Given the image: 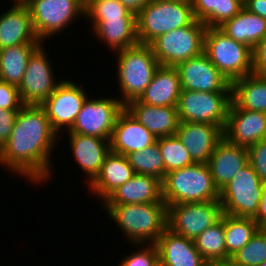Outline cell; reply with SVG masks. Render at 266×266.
Masks as SVG:
<instances>
[{
    "label": "cell",
    "instance_id": "obj_32",
    "mask_svg": "<svg viewBox=\"0 0 266 266\" xmlns=\"http://www.w3.org/2000/svg\"><path fill=\"white\" fill-rule=\"evenodd\" d=\"M260 225L254 218L235 217L224 214L226 260L242 249L258 231Z\"/></svg>",
    "mask_w": 266,
    "mask_h": 266
},
{
    "label": "cell",
    "instance_id": "obj_29",
    "mask_svg": "<svg viewBox=\"0 0 266 266\" xmlns=\"http://www.w3.org/2000/svg\"><path fill=\"white\" fill-rule=\"evenodd\" d=\"M231 102L240 109L266 113V77L251 73L233 81Z\"/></svg>",
    "mask_w": 266,
    "mask_h": 266
},
{
    "label": "cell",
    "instance_id": "obj_3",
    "mask_svg": "<svg viewBox=\"0 0 266 266\" xmlns=\"http://www.w3.org/2000/svg\"><path fill=\"white\" fill-rule=\"evenodd\" d=\"M114 54L117 56L116 85L121 93L117 98L126 106L130 101L139 99L160 64L147 44L138 43Z\"/></svg>",
    "mask_w": 266,
    "mask_h": 266
},
{
    "label": "cell",
    "instance_id": "obj_2",
    "mask_svg": "<svg viewBox=\"0 0 266 266\" xmlns=\"http://www.w3.org/2000/svg\"><path fill=\"white\" fill-rule=\"evenodd\" d=\"M129 245L155 244L167 228L165 202L102 205Z\"/></svg>",
    "mask_w": 266,
    "mask_h": 266
},
{
    "label": "cell",
    "instance_id": "obj_28",
    "mask_svg": "<svg viewBox=\"0 0 266 266\" xmlns=\"http://www.w3.org/2000/svg\"><path fill=\"white\" fill-rule=\"evenodd\" d=\"M227 36L252 50L266 37V19L243 8L237 15L218 27Z\"/></svg>",
    "mask_w": 266,
    "mask_h": 266
},
{
    "label": "cell",
    "instance_id": "obj_27",
    "mask_svg": "<svg viewBox=\"0 0 266 266\" xmlns=\"http://www.w3.org/2000/svg\"><path fill=\"white\" fill-rule=\"evenodd\" d=\"M181 90L180 77L176 67L160 65L155 71L151 83L138 100L158 107H176Z\"/></svg>",
    "mask_w": 266,
    "mask_h": 266
},
{
    "label": "cell",
    "instance_id": "obj_43",
    "mask_svg": "<svg viewBox=\"0 0 266 266\" xmlns=\"http://www.w3.org/2000/svg\"><path fill=\"white\" fill-rule=\"evenodd\" d=\"M244 8L266 19V0H244Z\"/></svg>",
    "mask_w": 266,
    "mask_h": 266
},
{
    "label": "cell",
    "instance_id": "obj_8",
    "mask_svg": "<svg viewBox=\"0 0 266 266\" xmlns=\"http://www.w3.org/2000/svg\"><path fill=\"white\" fill-rule=\"evenodd\" d=\"M206 26L195 20L191 25L174 29L151 44L153 54L160 65L176 67L179 63L203 52Z\"/></svg>",
    "mask_w": 266,
    "mask_h": 266
},
{
    "label": "cell",
    "instance_id": "obj_7",
    "mask_svg": "<svg viewBox=\"0 0 266 266\" xmlns=\"http://www.w3.org/2000/svg\"><path fill=\"white\" fill-rule=\"evenodd\" d=\"M30 12L36 36L45 43L84 18L85 0H22ZM79 18V19H77ZM75 20V21H74ZM70 24V25H69Z\"/></svg>",
    "mask_w": 266,
    "mask_h": 266
},
{
    "label": "cell",
    "instance_id": "obj_47",
    "mask_svg": "<svg viewBox=\"0 0 266 266\" xmlns=\"http://www.w3.org/2000/svg\"><path fill=\"white\" fill-rule=\"evenodd\" d=\"M0 166L4 167L3 164V148L0 146Z\"/></svg>",
    "mask_w": 266,
    "mask_h": 266
},
{
    "label": "cell",
    "instance_id": "obj_42",
    "mask_svg": "<svg viewBox=\"0 0 266 266\" xmlns=\"http://www.w3.org/2000/svg\"><path fill=\"white\" fill-rule=\"evenodd\" d=\"M253 73L266 77V37L253 50Z\"/></svg>",
    "mask_w": 266,
    "mask_h": 266
},
{
    "label": "cell",
    "instance_id": "obj_15",
    "mask_svg": "<svg viewBox=\"0 0 266 266\" xmlns=\"http://www.w3.org/2000/svg\"><path fill=\"white\" fill-rule=\"evenodd\" d=\"M176 69L182 90L231 92V83L212 64L204 52L179 63Z\"/></svg>",
    "mask_w": 266,
    "mask_h": 266
},
{
    "label": "cell",
    "instance_id": "obj_35",
    "mask_svg": "<svg viewBox=\"0 0 266 266\" xmlns=\"http://www.w3.org/2000/svg\"><path fill=\"white\" fill-rule=\"evenodd\" d=\"M156 141L163 156L165 176L168 172L194 164L188 150L176 135L159 137Z\"/></svg>",
    "mask_w": 266,
    "mask_h": 266
},
{
    "label": "cell",
    "instance_id": "obj_22",
    "mask_svg": "<svg viewBox=\"0 0 266 266\" xmlns=\"http://www.w3.org/2000/svg\"><path fill=\"white\" fill-rule=\"evenodd\" d=\"M248 163V148L233 145L223 138L206 164L220 191Z\"/></svg>",
    "mask_w": 266,
    "mask_h": 266
},
{
    "label": "cell",
    "instance_id": "obj_26",
    "mask_svg": "<svg viewBox=\"0 0 266 266\" xmlns=\"http://www.w3.org/2000/svg\"><path fill=\"white\" fill-rule=\"evenodd\" d=\"M97 40L107 44L112 53L138 44L136 19H87ZM110 48V49H109Z\"/></svg>",
    "mask_w": 266,
    "mask_h": 266
},
{
    "label": "cell",
    "instance_id": "obj_13",
    "mask_svg": "<svg viewBox=\"0 0 266 266\" xmlns=\"http://www.w3.org/2000/svg\"><path fill=\"white\" fill-rule=\"evenodd\" d=\"M83 87L72 79H62L56 90L41 104L52 129L59 136L72 128L85 100L89 97Z\"/></svg>",
    "mask_w": 266,
    "mask_h": 266
},
{
    "label": "cell",
    "instance_id": "obj_21",
    "mask_svg": "<svg viewBox=\"0 0 266 266\" xmlns=\"http://www.w3.org/2000/svg\"><path fill=\"white\" fill-rule=\"evenodd\" d=\"M159 266H207L194 241L166 228L155 242Z\"/></svg>",
    "mask_w": 266,
    "mask_h": 266
},
{
    "label": "cell",
    "instance_id": "obj_39",
    "mask_svg": "<svg viewBox=\"0 0 266 266\" xmlns=\"http://www.w3.org/2000/svg\"><path fill=\"white\" fill-rule=\"evenodd\" d=\"M248 161L260 180L266 183V139L248 148Z\"/></svg>",
    "mask_w": 266,
    "mask_h": 266
},
{
    "label": "cell",
    "instance_id": "obj_17",
    "mask_svg": "<svg viewBox=\"0 0 266 266\" xmlns=\"http://www.w3.org/2000/svg\"><path fill=\"white\" fill-rule=\"evenodd\" d=\"M74 164L86 174L85 185H89L99 174L106 156L111 152L110 139L67 132Z\"/></svg>",
    "mask_w": 266,
    "mask_h": 266
},
{
    "label": "cell",
    "instance_id": "obj_1",
    "mask_svg": "<svg viewBox=\"0 0 266 266\" xmlns=\"http://www.w3.org/2000/svg\"><path fill=\"white\" fill-rule=\"evenodd\" d=\"M59 138L41 105H24L18 111L8 142L3 146L4 168L36 184L34 186L49 182L51 175L55 174L51 163L52 150L58 147Z\"/></svg>",
    "mask_w": 266,
    "mask_h": 266
},
{
    "label": "cell",
    "instance_id": "obj_9",
    "mask_svg": "<svg viewBox=\"0 0 266 266\" xmlns=\"http://www.w3.org/2000/svg\"><path fill=\"white\" fill-rule=\"evenodd\" d=\"M263 182L248 163L220 190L223 213L255 218L262 197Z\"/></svg>",
    "mask_w": 266,
    "mask_h": 266
},
{
    "label": "cell",
    "instance_id": "obj_36",
    "mask_svg": "<svg viewBox=\"0 0 266 266\" xmlns=\"http://www.w3.org/2000/svg\"><path fill=\"white\" fill-rule=\"evenodd\" d=\"M86 19H136L118 0H85Z\"/></svg>",
    "mask_w": 266,
    "mask_h": 266
},
{
    "label": "cell",
    "instance_id": "obj_10",
    "mask_svg": "<svg viewBox=\"0 0 266 266\" xmlns=\"http://www.w3.org/2000/svg\"><path fill=\"white\" fill-rule=\"evenodd\" d=\"M231 92H202L181 90L178 98L177 112L181 122L226 125Z\"/></svg>",
    "mask_w": 266,
    "mask_h": 266
},
{
    "label": "cell",
    "instance_id": "obj_49",
    "mask_svg": "<svg viewBox=\"0 0 266 266\" xmlns=\"http://www.w3.org/2000/svg\"><path fill=\"white\" fill-rule=\"evenodd\" d=\"M172 1H180V2H185V3H190L192 4L193 0H172Z\"/></svg>",
    "mask_w": 266,
    "mask_h": 266
},
{
    "label": "cell",
    "instance_id": "obj_40",
    "mask_svg": "<svg viewBox=\"0 0 266 266\" xmlns=\"http://www.w3.org/2000/svg\"><path fill=\"white\" fill-rule=\"evenodd\" d=\"M24 105L18 87L0 81V109L20 110Z\"/></svg>",
    "mask_w": 266,
    "mask_h": 266
},
{
    "label": "cell",
    "instance_id": "obj_5",
    "mask_svg": "<svg viewBox=\"0 0 266 266\" xmlns=\"http://www.w3.org/2000/svg\"><path fill=\"white\" fill-rule=\"evenodd\" d=\"M195 20L190 3L151 0L136 15L138 43L150 45L157 37L191 25Z\"/></svg>",
    "mask_w": 266,
    "mask_h": 266
},
{
    "label": "cell",
    "instance_id": "obj_50",
    "mask_svg": "<svg viewBox=\"0 0 266 266\" xmlns=\"http://www.w3.org/2000/svg\"><path fill=\"white\" fill-rule=\"evenodd\" d=\"M258 266H266V260L264 262H262L260 265Z\"/></svg>",
    "mask_w": 266,
    "mask_h": 266
},
{
    "label": "cell",
    "instance_id": "obj_46",
    "mask_svg": "<svg viewBox=\"0 0 266 266\" xmlns=\"http://www.w3.org/2000/svg\"><path fill=\"white\" fill-rule=\"evenodd\" d=\"M215 266H240L235 264L232 260L218 261L214 263Z\"/></svg>",
    "mask_w": 266,
    "mask_h": 266
},
{
    "label": "cell",
    "instance_id": "obj_11",
    "mask_svg": "<svg viewBox=\"0 0 266 266\" xmlns=\"http://www.w3.org/2000/svg\"><path fill=\"white\" fill-rule=\"evenodd\" d=\"M223 215L220 201L167 205V228L187 239L194 240Z\"/></svg>",
    "mask_w": 266,
    "mask_h": 266
},
{
    "label": "cell",
    "instance_id": "obj_48",
    "mask_svg": "<svg viewBox=\"0 0 266 266\" xmlns=\"http://www.w3.org/2000/svg\"><path fill=\"white\" fill-rule=\"evenodd\" d=\"M260 228L266 232V220L260 225Z\"/></svg>",
    "mask_w": 266,
    "mask_h": 266
},
{
    "label": "cell",
    "instance_id": "obj_30",
    "mask_svg": "<svg viewBox=\"0 0 266 266\" xmlns=\"http://www.w3.org/2000/svg\"><path fill=\"white\" fill-rule=\"evenodd\" d=\"M41 44H19L0 50V81L19 87L31 54Z\"/></svg>",
    "mask_w": 266,
    "mask_h": 266
},
{
    "label": "cell",
    "instance_id": "obj_23",
    "mask_svg": "<svg viewBox=\"0 0 266 266\" xmlns=\"http://www.w3.org/2000/svg\"><path fill=\"white\" fill-rule=\"evenodd\" d=\"M165 202L162 181L151 175L134 174L126 183L112 192L101 205Z\"/></svg>",
    "mask_w": 266,
    "mask_h": 266
},
{
    "label": "cell",
    "instance_id": "obj_24",
    "mask_svg": "<svg viewBox=\"0 0 266 266\" xmlns=\"http://www.w3.org/2000/svg\"><path fill=\"white\" fill-rule=\"evenodd\" d=\"M125 108L156 138L173 136L178 129L180 120L176 107H158L135 99L130 101Z\"/></svg>",
    "mask_w": 266,
    "mask_h": 266
},
{
    "label": "cell",
    "instance_id": "obj_25",
    "mask_svg": "<svg viewBox=\"0 0 266 266\" xmlns=\"http://www.w3.org/2000/svg\"><path fill=\"white\" fill-rule=\"evenodd\" d=\"M125 155L110 152L102 164L99 174L86 187L93 198L102 203L119 186L126 183L134 175ZM95 195V196H94Z\"/></svg>",
    "mask_w": 266,
    "mask_h": 266
},
{
    "label": "cell",
    "instance_id": "obj_20",
    "mask_svg": "<svg viewBox=\"0 0 266 266\" xmlns=\"http://www.w3.org/2000/svg\"><path fill=\"white\" fill-rule=\"evenodd\" d=\"M156 140L157 138L124 108L117 116L113 128L109 140L110 150L126 156L130 152L142 151Z\"/></svg>",
    "mask_w": 266,
    "mask_h": 266
},
{
    "label": "cell",
    "instance_id": "obj_31",
    "mask_svg": "<svg viewBox=\"0 0 266 266\" xmlns=\"http://www.w3.org/2000/svg\"><path fill=\"white\" fill-rule=\"evenodd\" d=\"M195 19L207 28H218L244 8V0H193Z\"/></svg>",
    "mask_w": 266,
    "mask_h": 266
},
{
    "label": "cell",
    "instance_id": "obj_38",
    "mask_svg": "<svg viewBox=\"0 0 266 266\" xmlns=\"http://www.w3.org/2000/svg\"><path fill=\"white\" fill-rule=\"evenodd\" d=\"M133 247L137 249L122 257V261L117 266H159L155 244H133Z\"/></svg>",
    "mask_w": 266,
    "mask_h": 266
},
{
    "label": "cell",
    "instance_id": "obj_18",
    "mask_svg": "<svg viewBox=\"0 0 266 266\" xmlns=\"http://www.w3.org/2000/svg\"><path fill=\"white\" fill-rule=\"evenodd\" d=\"M13 1L0 14V50L19 44H42L34 32L27 5L22 0Z\"/></svg>",
    "mask_w": 266,
    "mask_h": 266
},
{
    "label": "cell",
    "instance_id": "obj_45",
    "mask_svg": "<svg viewBox=\"0 0 266 266\" xmlns=\"http://www.w3.org/2000/svg\"><path fill=\"white\" fill-rule=\"evenodd\" d=\"M254 220L261 225L266 220V183H263L262 197L259 204V210Z\"/></svg>",
    "mask_w": 266,
    "mask_h": 266
},
{
    "label": "cell",
    "instance_id": "obj_33",
    "mask_svg": "<svg viewBox=\"0 0 266 266\" xmlns=\"http://www.w3.org/2000/svg\"><path fill=\"white\" fill-rule=\"evenodd\" d=\"M200 255L209 263L226 260V244L224 233V213L221 219L207 228L194 240Z\"/></svg>",
    "mask_w": 266,
    "mask_h": 266
},
{
    "label": "cell",
    "instance_id": "obj_16",
    "mask_svg": "<svg viewBox=\"0 0 266 266\" xmlns=\"http://www.w3.org/2000/svg\"><path fill=\"white\" fill-rule=\"evenodd\" d=\"M223 138L245 148L266 139V113L240 109L231 102Z\"/></svg>",
    "mask_w": 266,
    "mask_h": 266
},
{
    "label": "cell",
    "instance_id": "obj_6",
    "mask_svg": "<svg viewBox=\"0 0 266 266\" xmlns=\"http://www.w3.org/2000/svg\"><path fill=\"white\" fill-rule=\"evenodd\" d=\"M203 52L230 83L253 73V50L219 28H206Z\"/></svg>",
    "mask_w": 266,
    "mask_h": 266
},
{
    "label": "cell",
    "instance_id": "obj_41",
    "mask_svg": "<svg viewBox=\"0 0 266 266\" xmlns=\"http://www.w3.org/2000/svg\"><path fill=\"white\" fill-rule=\"evenodd\" d=\"M19 110L0 109V146L8 142Z\"/></svg>",
    "mask_w": 266,
    "mask_h": 266
},
{
    "label": "cell",
    "instance_id": "obj_12",
    "mask_svg": "<svg viewBox=\"0 0 266 266\" xmlns=\"http://www.w3.org/2000/svg\"><path fill=\"white\" fill-rule=\"evenodd\" d=\"M89 97L85 100L72 128L67 132L110 139L119 113L125 106L116 97Z\"/></svg>",
    "mask_w": 266,
    "mask_h": 266
},
{
    "label": "cell",
    "instance_id": "obj_4",
    "mask_svg": "<svg viewBox=\"0 0 266 266\" xmlns=\"http://www.w3.org/2000/svg\"><path fill=\"white\" fill-rule=\"evenodd\" d=\"M162 198L166 205L219 201L220 191L208 165L194 163L166 174L162 181Z\"/></svg>",
    "mask_w": 266,
    "mask_h": 266
},
{
    "label": "cell",
    "instance_id": "obj_37",
    "mask_svg": "<svg viewBox=\"0 0 266 266\" xmlns=\"http://www.w3.org/2000/svg\"><path fill=\"white\" fill-rule=\"evenodd\" d=\"M230 260L240 266H258L264 262L266 260V232L259 228L250 242L237 251Z\"/></svg>",
    "mask_w": 266,
    "mask_h": 266
},
{
    "label": "cell",
    "instance_id": "obj_34",
    "mask_svg": "<svg viewBox=\"0 0 266 266\" xmlns=\"http://www.w3.org/2000/svg\"><path fill=\"white\" fill-rule=\"evenodd\" d=\"M126 157L134 173L151 175L161 181L165 178L163 156L157 141L142 151L130 152Z\"/></svg>",
    "mask_w": 266,
    "mask_h": 266
},
{
    "label": "cell",
    "instance_id": "obj_44",
    "mask_svg": "<svg viewBox=\"0 0 266 266\" xmlns=\"http://www.w3.org/2000/svg\"><path fill=\"white\" fill-rule=\"evenodd\" d=\"M130 12L137 15L151 0H118Z\"/></svg>",
    "mask_w": 266,
    "mask_h": 266
},
{
    "label": "cell",
    "instance_id": "obj_19",
    "mask_svg": "<svg viewBox=\"0 0 266 266\" xmlns=\"http://www.w3.org/2000/svg\"><path fill=\"white\" fill-rule=\"evenodd\" d=\"M175 135L194 163L206 164L216 145L223 139V130L213 124L180 121Z\"/></svg>",
    "mask_w": 266,
    "mask_h": 266
},
{
    "label": "cell",
    "instance_id": "obj_14",
    "mask_svg": "<svg viewBox=\"0 0 266 266\" xmlns=\"http://www.w3.org/2000/svg\"><path fill=\"white\" fill-rule=\"evenodd\" d=\"M48 57L49 54L42 43L28 60L26 72L18 87L25 105H41L62 82L56 79L55 69Z\"/></svg>",
    "mask_w": 266,
    "mask_h": 266
}]
</instances>
